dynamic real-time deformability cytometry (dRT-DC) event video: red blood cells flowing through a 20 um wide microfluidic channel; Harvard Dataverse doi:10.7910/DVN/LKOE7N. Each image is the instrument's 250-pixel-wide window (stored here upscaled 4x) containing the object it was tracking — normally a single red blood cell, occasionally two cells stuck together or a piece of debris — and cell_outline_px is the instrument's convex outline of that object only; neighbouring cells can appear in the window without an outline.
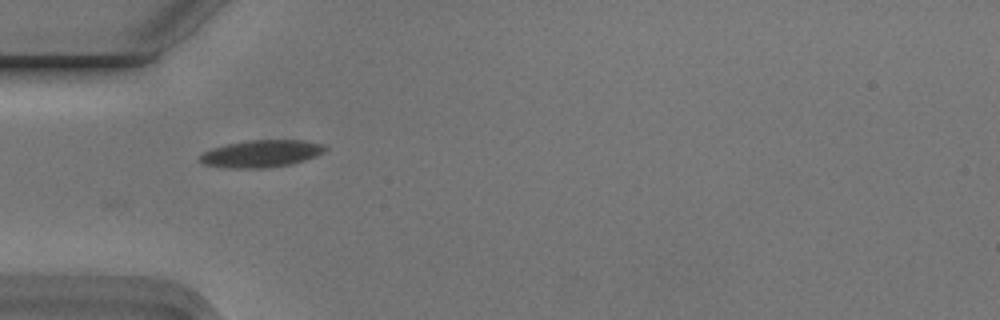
{"species": "Egyptian fruit bat (a non-hibernating species)", "species_latin": "Rousettus aegyptiacus", "temperature_condition": "cold", "stored_images_in_passage": 6, "camera_frame_rate_fps": 3000, "um_per_image_px": 0.085, "animal": {"sex": "male"}, "frame": {"image": 1, "passage_image": 5, "time_ms": 1.333, "image_size_px": [1000, 320], "cell_outline_px": [[328, 148], [324, 152], [316, 156], [292, 164], [264, 168], [228, 168], [204, 164], [196, 160], [204, 152], [212, 148], [244, 140], [304, 140], [324, 144]], "centroid_in_image_um": [22.22, 13.05], "position_along_channel_um": 62.8, "area_um2": 20.0}}